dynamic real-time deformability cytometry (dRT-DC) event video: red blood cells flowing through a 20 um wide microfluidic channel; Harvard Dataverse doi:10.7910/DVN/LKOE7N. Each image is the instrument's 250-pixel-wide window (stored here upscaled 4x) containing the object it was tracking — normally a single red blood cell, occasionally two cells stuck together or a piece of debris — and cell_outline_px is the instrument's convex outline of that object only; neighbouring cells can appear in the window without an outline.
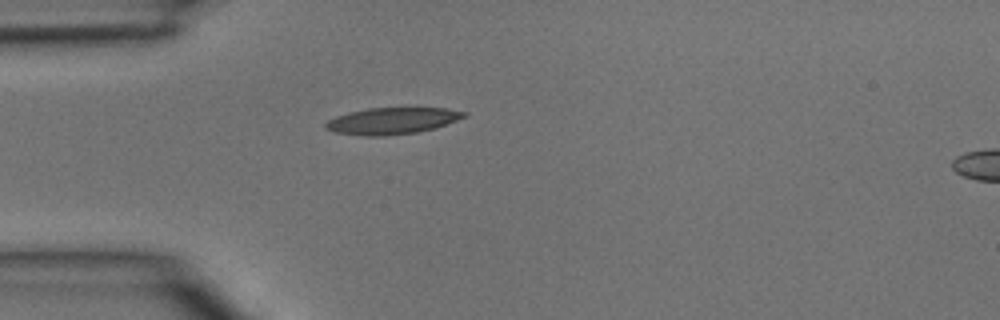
{"species": "common noctule bat (a hibernating species)", "species_latin": "Nyctalus noctula", "temperature_condition": "room temperature", "stored_images_in_passage": 2, "segment_of_instrument_passage": [1, 2], "camera_frame_rate_fps": 3000, "um_per_image_px": 0.085, "animal": {"sex": "male", "body_mass_g": 15.6}, "frame": {"image": 1, "passage_image": 1, "time_ms": 0.0, "image_size_px": [1000, 320], "cell_outline_px": [[468, 116], [436, 128], [416, 132], [384, 136], [368, 136], [336, 132], [324, 128], [324, 124], [328, 120], [336, 116], [348, 112], [368, 108], [448, 108], [468, 112]], "centroid_in_image_um": [33.36, 10.26], "position_along_channel_um": 51.6, "area_um2": 21.5}}